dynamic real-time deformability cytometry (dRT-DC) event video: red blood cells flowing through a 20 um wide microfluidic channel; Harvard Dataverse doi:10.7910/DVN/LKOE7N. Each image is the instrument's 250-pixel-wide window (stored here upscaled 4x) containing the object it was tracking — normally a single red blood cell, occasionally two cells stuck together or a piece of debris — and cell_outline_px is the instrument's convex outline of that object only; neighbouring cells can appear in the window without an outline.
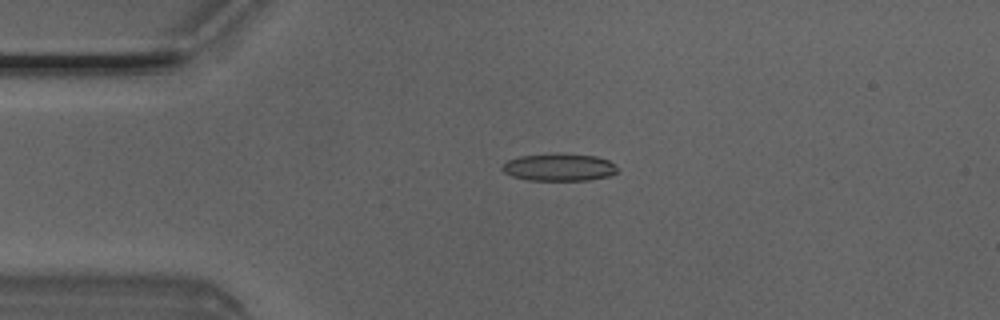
{"species": "Egyptian fruit bat (a non-hibernating species)", "species_latin": "Rousettus aegyptiacus", "temperature_condition": "room temperature", "stored_images_in_passage": 4, "camera_frame_rate_fps": 3000, "um_per_image_px": 0.085, "animal": {"sex": "male"}, "frame": {"image": 1, "passage_image": 3, "time_ms": 0.667, "image_size_px": [1000, 320], "cell_outline_px": [[616, 172], [608, 176], [588, 180], [528, 180], [512, 176], [504, 172], [500, 168], [508, 160], [520, 156], [560, 152], [596, 156], [608, 160], [616, 168]], "centroid_in_image_um": [47.49, 14.2], "position_along_channel_um": 37.5, "area_um2": 18.44}}